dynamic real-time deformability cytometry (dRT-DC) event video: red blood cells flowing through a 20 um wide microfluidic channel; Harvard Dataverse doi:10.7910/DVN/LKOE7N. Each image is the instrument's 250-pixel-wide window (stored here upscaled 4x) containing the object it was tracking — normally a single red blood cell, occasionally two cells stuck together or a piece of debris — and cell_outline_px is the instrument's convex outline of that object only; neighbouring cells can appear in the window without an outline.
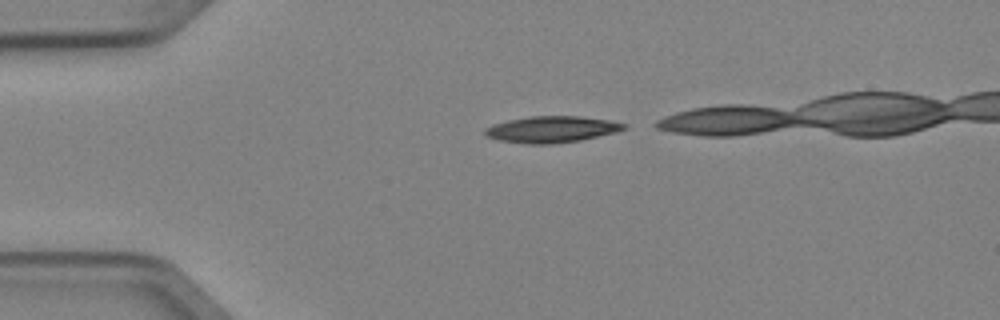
{"species": "Egyptian fruit bat (a non-hibernating species)", "species_latin": "Rousettus aegyptiacus", "temperature_condition": "cold", "stored_images_in_passage": 5, "camera_frame_rate_fps": 3000, "um_per_image_px": 0.085, "animal": {"sex": "female"}, "frame": {"image": 1, "passage_image": 1, "time_ms": 0.0, "image_size_px": [1000, 320], "cell_outline_px": [[628, 128], [616, 132], [580, 140], [552, 144], [528, 144], [500, 140], [484, 136], [484, 128], [492, 124], [508, 120], [528, 116], [580, 116], [608, 120], [628, 124]], "centroid_in_image_um": [46.88, 10.99], "position_along_channel_um": 38.1, "area_um2": 21.5}}